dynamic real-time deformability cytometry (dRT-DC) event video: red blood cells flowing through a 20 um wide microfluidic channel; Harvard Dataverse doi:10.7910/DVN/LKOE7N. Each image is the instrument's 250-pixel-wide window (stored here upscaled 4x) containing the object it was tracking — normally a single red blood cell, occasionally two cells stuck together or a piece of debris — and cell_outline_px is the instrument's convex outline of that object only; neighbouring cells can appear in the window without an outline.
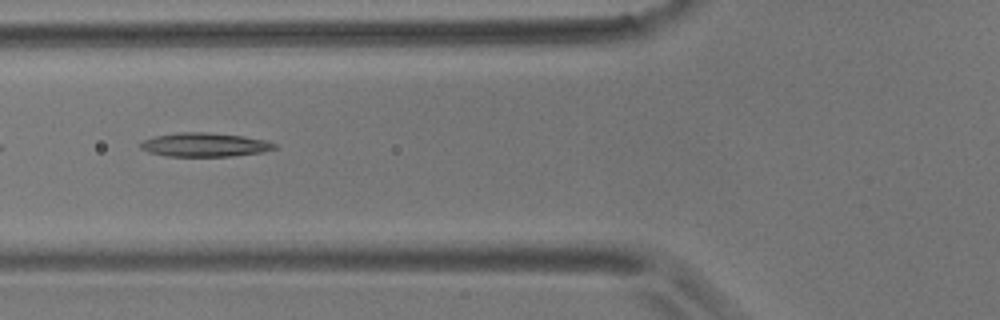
{"species": "common noctule bat (a hibernating species)", "species_latin": "Nyctalus noctula", "temperature_condition": "room temperature", "stored_images_in_passage": 5, "camera_frame_rate_fps": 3000, "um_per_image_px": 0.085, "animal": {"sex": "male", "body_mass_g": 17.9}, "frame": {"image": 1, "passage_image": 5, "time_ms": 4.667, "image_size_px": [1000, 320], "cell_outline_px": [[276, 148], [260, 152], [232, 156], [168, 156], [148, 152], [140, 148], [140, 144], [144, 140], [156, 136], [180, 132], [208, 132], [244, 136], [264, 140], [276, 144]], "centroid_in_image_um": [17.38, 12.3], "position_along_channel_um": 108.4, "area_um2": 18.44}}